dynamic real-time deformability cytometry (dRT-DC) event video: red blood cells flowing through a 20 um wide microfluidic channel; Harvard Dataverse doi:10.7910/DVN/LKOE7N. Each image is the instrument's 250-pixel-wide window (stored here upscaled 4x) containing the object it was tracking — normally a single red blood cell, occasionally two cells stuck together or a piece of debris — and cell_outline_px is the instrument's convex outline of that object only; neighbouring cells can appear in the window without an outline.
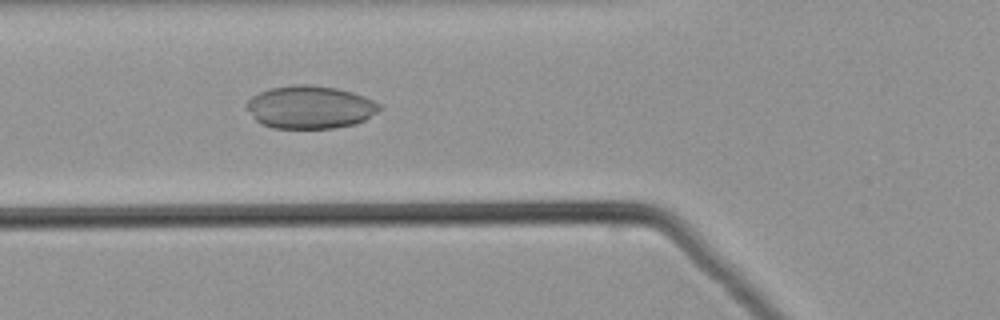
{"species": "common noctule bat (a hibernating species)", "species_latin": "Nyctalus noctula", "temperature_condition": "warm", "stored_images_in_passage": 37, "camera_frame_rate_fps": 3000, "um_per_image_px": 0.085, "animal": {"sex": "male", "body_mass_g": 21.5, "forearm_length_mm": 52.0}, "frame": {"image": 1, "passage_image": 5, "time_ms": 1.333, "image_size_px": [1000, 320], "cell_outline_px": [[384, 108], [364, 120], [356, 124], [332, 128], [272, 128], [260, 124], [244, 108], [244, 104], [252, 96], [268, 88], [288, 84], [312, 84], [336, 88], [352, 92], [364, 96], [380, 104]], "centroid_in_image_um": [26.32, 9.1], "position_along_channel_um": 99.5, "area_um2": 33.7}}
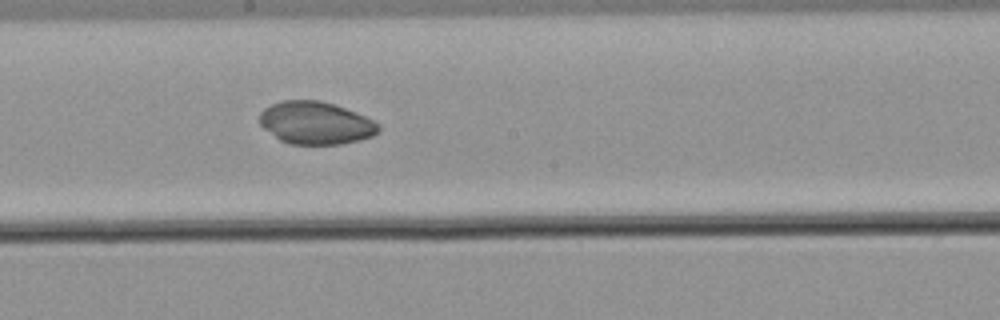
{"frame": {"image": 2, "passage_image": 14, "time_ms": 4.333, "image_size_px": [1000, 320], "cell_outline_px": [[380, 128], [372, 136], [360, 140], [340, 144], [288, 144], [280, 140], [264, 128], [260, 124], [260, 112], [264, 108], [280, 100], [320, 100], [336, 104], [356, 112], [380, 124]], "centroid_in_image_um": [26.83, 10.44], "position_along_channel_um": 221.4, "area_um2": 29.59}}
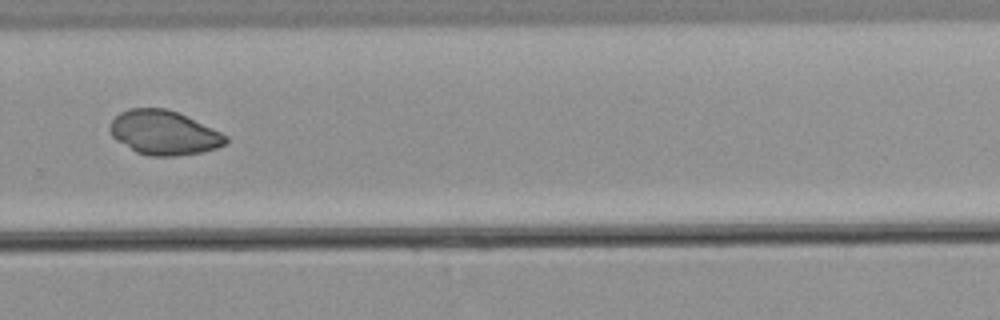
{"frame": {"image": 3, "passage_image": 21, "time_ms": 6.667, "image_size_px": [1000, 320], "cell_outline_px": [[228, 140], [224, 144], [216, 148], [200, 152], [176, 156], [148, 156], [136, 152], [116, 140], [112, 136], [108, 128], [112, 120], [120, 112], [128, 108], [168, 108], [220, 132], [228, 136]], "centroid_in_image_um": [13.89, 11.28], "position_along_channel_um": 315.9, "area_um2": 29.71}}